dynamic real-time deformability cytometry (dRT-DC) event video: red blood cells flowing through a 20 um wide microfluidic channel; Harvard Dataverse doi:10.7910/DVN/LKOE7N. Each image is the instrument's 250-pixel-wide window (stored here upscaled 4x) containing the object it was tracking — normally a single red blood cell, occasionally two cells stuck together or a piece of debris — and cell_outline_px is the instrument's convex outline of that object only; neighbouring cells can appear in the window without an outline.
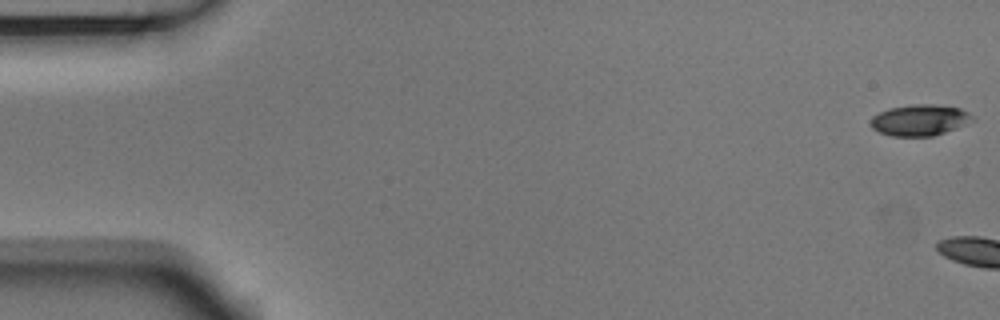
{"species": "Egyptian fruit bat (a non-hibernating species)", "species_latin": "Rousettus aegyptiacus", "temperature_condition": "room temperature", "stored_images_in_passage": 4, "camera_frame_rate_fps": 3000, "um_per_image_px": 0.085, "animal": {"sex": "male"}, "frame": {"image": 1, "passage_image": 1, "time_ms": 0.0, "image_size_px": [1000, 320], "cell_outline_px": [[976, 120], [956, 128], [932, 136], [892, 136], [880, 132], [872, 128], [868, 120], [872, 116], [888, 108], [912, 104], [936, 104], [960, 108], [976, 116]], "centroid_in_image_um": [78.19, 10.19], "position_along_channel_um": 6.8, "area_um2": 18.73}}